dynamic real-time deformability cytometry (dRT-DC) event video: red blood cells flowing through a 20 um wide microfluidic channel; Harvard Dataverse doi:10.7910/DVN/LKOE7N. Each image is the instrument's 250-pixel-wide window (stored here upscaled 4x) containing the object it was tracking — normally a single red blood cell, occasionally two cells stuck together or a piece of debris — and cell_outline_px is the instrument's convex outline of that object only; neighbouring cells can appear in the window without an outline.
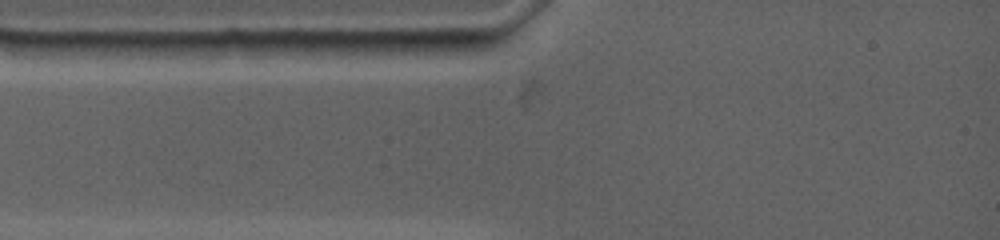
{"species": "common noctule bat (a hibernating species)", "species_latin": "Nyctalus noctula", "temperature_condition": "warm", "stored_images_in_passage": 3, "camera_frame_rate_fps": 4500, "um_per_image_px": 0.085, "animal": {"sex": "female", "body_mass_g": 19.0, "forearm_length_mm": 53.3}, "frame": {"image": 1, "passage_image": 1, "time_ms": 0.0, "image_size_px": [1000, 240], "cell_outline_px": [[500, 40], [496, 44], [468, 56], [428, 56], [388, 52], [376, 40]], "centroid_in_image_um": [37.13, 4.0], "position_along_channel_um": 47.9, "area_um2": 11.27}}